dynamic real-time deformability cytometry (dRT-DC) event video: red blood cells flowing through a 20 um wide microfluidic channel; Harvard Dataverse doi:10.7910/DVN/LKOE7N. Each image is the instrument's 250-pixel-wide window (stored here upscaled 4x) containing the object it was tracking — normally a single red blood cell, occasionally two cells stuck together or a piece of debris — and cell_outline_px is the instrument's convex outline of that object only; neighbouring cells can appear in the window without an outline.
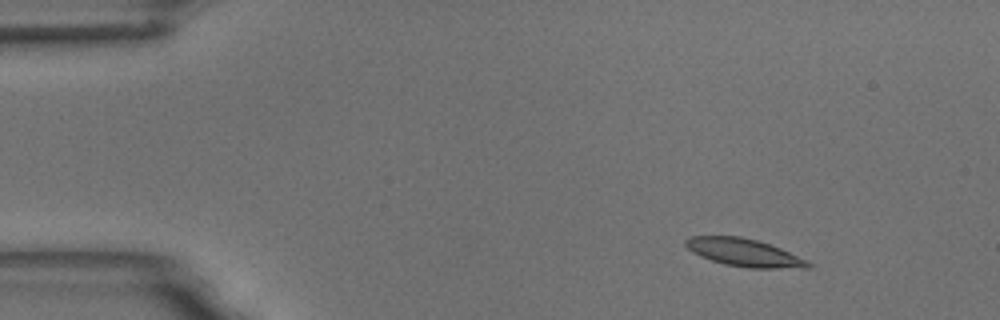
{"species": "common noctule bat (a hibernating species)", "species_latin": "Nyctalus noctula", "temperature_condition": "room temperature", "stored_images_in_passage": 53, "camera_frame_rate_fps": 3000, "um_per_image_px": 0.085, "animal": {"sex": "male", "body_mass_g": 18.8}, "frame": {"image": 1, "passage_image": 1, "time_ms": 0.0, "image_size_px": [1000, 320], "cell_outline_px": [[812, 268], [748, 268], [724, 264], [700, 256], [692, 252], [684, 244], [684, 240], [688, 236], [740, 236], [756, 240], [780, 248], [808, 260], [812, 264]], "centroid_in_image_um": [63.25, 21.47], "position_along_channel_um": 21.8, "area_um2": 19.83}}
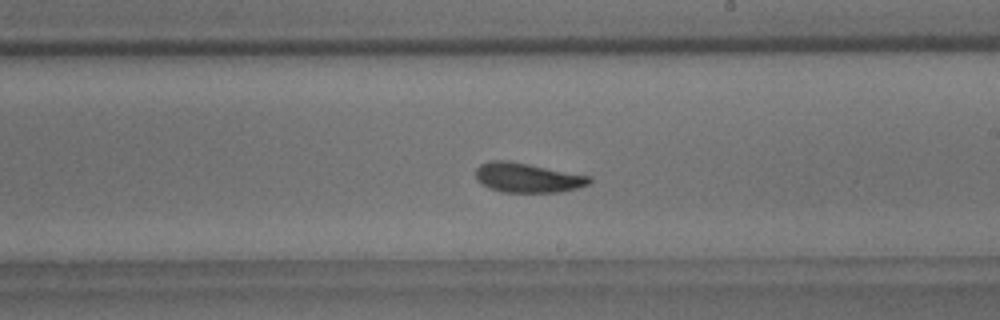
{"frame": {"image": 2, "passage_image": 28, "time_ms": 9.0, "image_size_px": [1000, 320], "cell_outline_px": [[592, 180], [588, 184], [576, 188], [560, 192], [504, 192], [488, 188], [480, 184], [476, 180], [476, 168], [480, 164], [488, 160], [508, 160], [592, 176]], "centroid_in_image_um": [44.8, 15.1], "position_along_channel_um": 244.2, "area_um2": 19.77}}
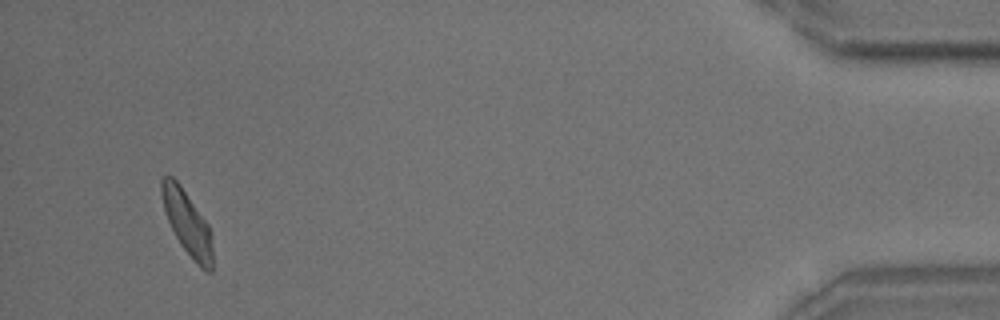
{"frame": {"image": 3, "passage_image": 50, "time_ms": 16.333, "image_size_px": [1000, 320], "cell_outline_px": [[212, 272], [208, 272], [200, 268], [196, 264], [180, 244], [168, 220], [164, 208], [160, 192], [160, 180], [164, 176], [172, 176], [180, 184], [208, 224], [212, 248]], "centroid_in_image_um": [15.9, 18.95], "position_along_channel_um": 419.3, "area_um2": 18.79}, "authors_computed_cell_mechanics": {"area_um2": 19.652, "velocity_mm_per_s": 3.4023, "shape_relaxation_time_tau1_ms": 3.8406, "shape_relaxation_time_tau2_ms": 7.3261, "deformation_change_tau1": 0.1256, "deformation_change_tau2": 0.1119}}